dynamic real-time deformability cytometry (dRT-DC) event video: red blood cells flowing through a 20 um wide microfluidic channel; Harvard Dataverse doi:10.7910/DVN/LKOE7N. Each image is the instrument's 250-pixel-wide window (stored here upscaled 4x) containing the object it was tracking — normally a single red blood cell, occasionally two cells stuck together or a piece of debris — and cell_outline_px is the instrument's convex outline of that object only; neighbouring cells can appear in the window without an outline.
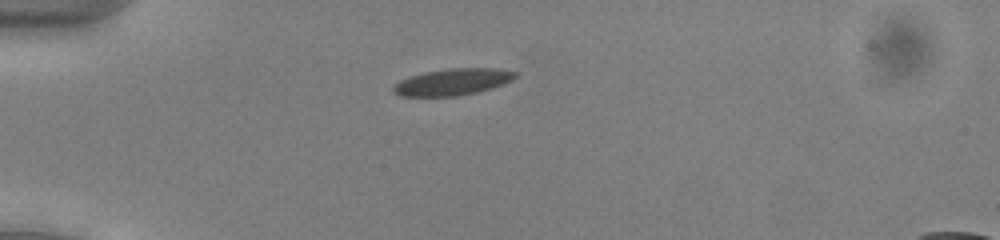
{"species": "common noctule bat (a hibernating species)", "species_latin": "Nyctalus noctula", "temperature_condition": "cold", "stored_images_in_passage": 41, "camera_frame_rate_fps": 3000, "um_per_image_px": 0.085, "animal": {"sex": "male", "body_mass_g": 13.0, "forearm_length_mm": 53.1}, "frame": {"image": 1, "passage_image": 3, "time_ms": 0.667, "image_size_px": [1000, 240], "cell_outline_px": [[516, 76], [512, 80], [504, 84], [492, 88], [476, 92], [456, 96], [400, 96], [392, 92], [392, 88], [400, 80], [408, 76], [424, 72], [448, 68], [500, 68], [516, 72]], "centroid_in_image_um": [38.46, 6.96], "position_along_channel_um": 46.5, "area_um2": 19.02}}
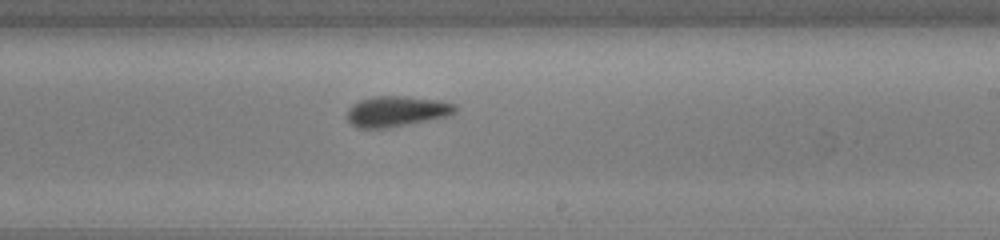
{"frame": {"image": 2, "passage_image": 21, "time_ms": 6.667, "image_size_px": [1000, 240], "cell_outline_px": [[456, 112], [448, 116], [388, 128], [356, 128], [348, 120], [348, 112], [352, 104], [360, 100], [376, 96], [404, 96], [440, 100], [456, 104]], "centroid_in_image_um": [33.73, 9.46], "position_along_channel_um": 255.3, "area_um2": 19.19}}
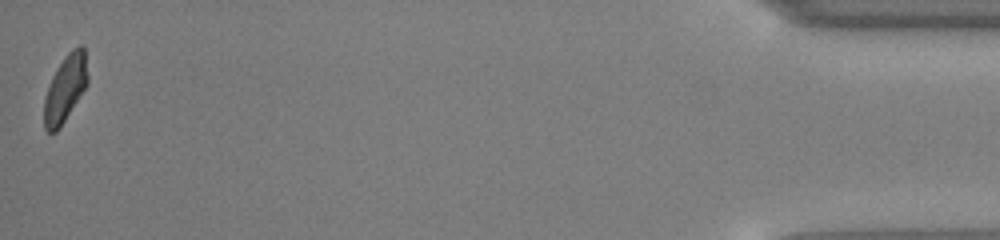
{"frame": {"image": 3, "passage_image": 41, "time_ms": 13.333, "image_size_px": [1000, 240], "cell_outline_px": [[88, 84], [60, 128], [56, 132], [48, 132], [44, 128], [44, 96], [52, 76], [68, 52], [72, 48], [80, 44], [84, 44], [88, 76]], "centroid_in_image_um": [5.56, 7.51], "position_along_channel_um": 429.6, "area_um2": 17.11}, "authors_computed_cell_mechanics": {"area_um2": 18.9584, "velocity_mm_per_s": 3.9305, "shape_relaxation_time_tau1_ms": 2.7758, "shape_relaxation_time_tau2_ms": 2.1122, "deformation_change_tau1": 0.1064, "deformation_change_tau2": 0.0822}}